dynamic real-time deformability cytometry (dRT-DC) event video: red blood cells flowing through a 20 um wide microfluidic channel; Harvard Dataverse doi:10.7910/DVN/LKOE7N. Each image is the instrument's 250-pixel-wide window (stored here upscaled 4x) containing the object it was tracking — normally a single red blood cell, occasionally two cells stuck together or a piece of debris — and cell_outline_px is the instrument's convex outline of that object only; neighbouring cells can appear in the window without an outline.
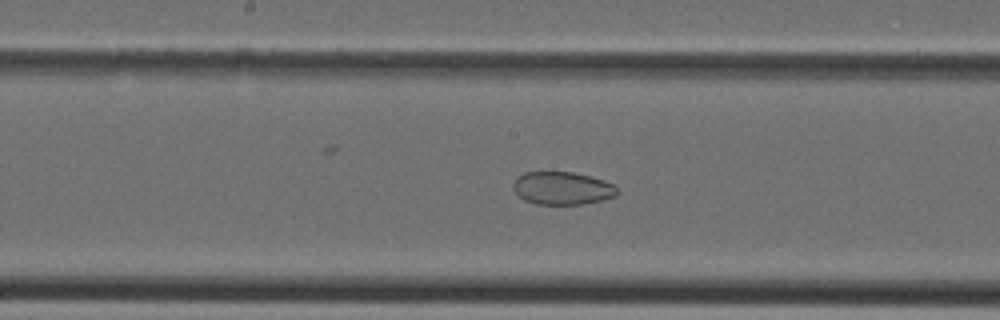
{"species": "Egyptian fruit bat (a non-hibernating species)", "species_latin": "Rousettus aegyptiacus", "temperature_condition": "cold", "stored_images_in_passage": 38, "camera_frame_rate_fps": 3000, "um_per_image_px": 0.085, "animal": {"sex": "female"}, "frame": {"image": 1, "passage_image": 19, "time_ms": 6.0, "image_size_px": [1000, 320], "cell_outline_px": [[616, 196], [600, 200], [580, 204], [536, 204], [524, 200], [512, 188], [512, 184], [516, 176], [524, 172], [572, 172], [604, 180], [612, 184], [616, 188]], "centroid_in_image_um": [47.73, 15.99], "position_along_channel_um": 200.5, "area_um2": 19.77}}
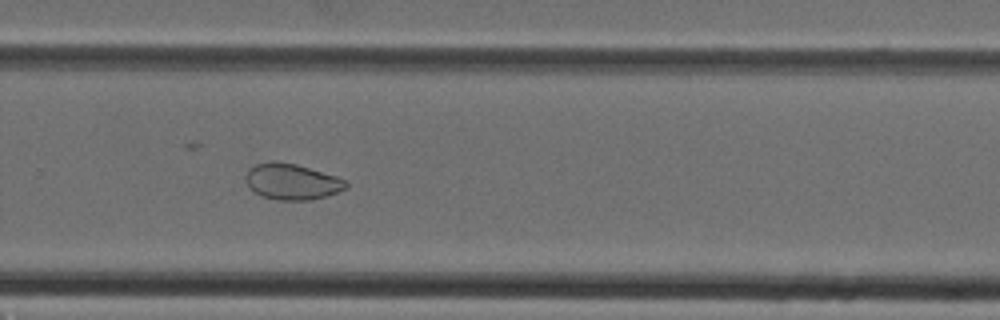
{"frame": {"image": 2, "passage_image": 25, "time_ms": 8.0, "image_size_px": [1000, 320], "cell_outline_px": [[348, 188], [312, 200], [276, 200], [260, 196], [248, 188], [248, 168], [256, 164], [268, 160], [276, 160], [296, 164], [336, 176], [344, 180], [348, 184]], "centroid_in_image_um": [24.79, 15.43], "position_along_channel_um": 305.0, "area_um2": 21.04}}
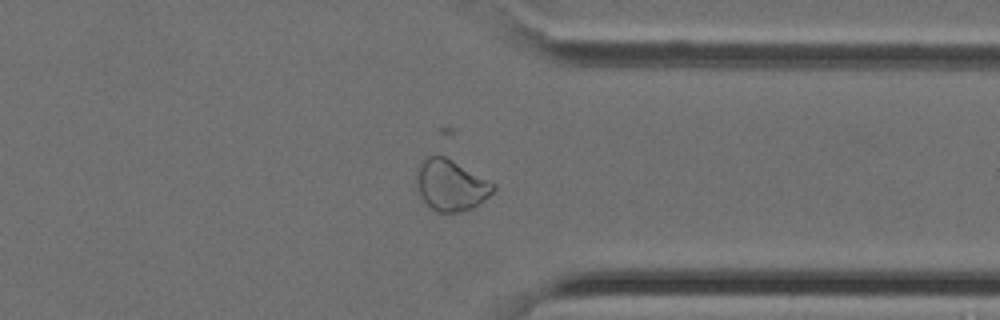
{"frame": {"image": 3, "passage_image": 29, "time_ms": 9.333, "image_size_px": [1000, 320], "cell_outline_px": [[496, 188], [488, 196], [472, 208], [460, 212], [436, 212], [416, 192], [416, 168], [420, 160], [428, 156], [444, 156], [452, 160], [496, 184]], "centroid_in_image_um": [38.27, 15.73], "position_along_channel_um": 373.1, "area_um2": 22.89}}